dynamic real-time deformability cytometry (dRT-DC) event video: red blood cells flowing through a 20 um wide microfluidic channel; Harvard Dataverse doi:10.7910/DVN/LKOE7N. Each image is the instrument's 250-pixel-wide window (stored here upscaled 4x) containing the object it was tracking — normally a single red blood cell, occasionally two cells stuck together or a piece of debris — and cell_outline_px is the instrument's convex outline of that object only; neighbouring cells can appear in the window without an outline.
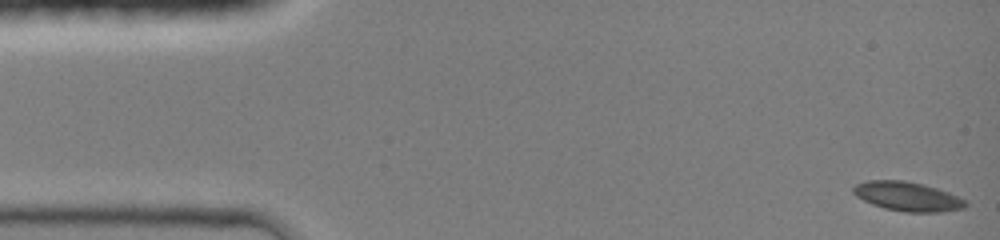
{"species": "common noctule bat (a hibernating species)", "species_latin": "Nyctalus noctula", "temperature_condition": "room temperature", "stored_images_in_passage": 45, "camera_frame_rate_fps": 3000, "um_per_image_px": 0.085, "animal": {"sex": "female", "body_mass_g": 19.0, "forearm_length_mm": 51.5}, "frame": {"image": 1, "passage_image": 1, "time_ms": 0.0, "image_size_px": [1000, 240], "cell_outline_px": [[968, 204], [964, 208], [944, 212], [904, 212], [884, 208], [872, 204], [856, 196], [852, 192], [852, 188], [856, 184], [868, 180], [904, 180], [924, 184], [948, 192], [964, 200]], "centroid_in_image_um": [77.12, 16.7], "position_along_channel_um": 7.9, "area_um2": 19.13}}
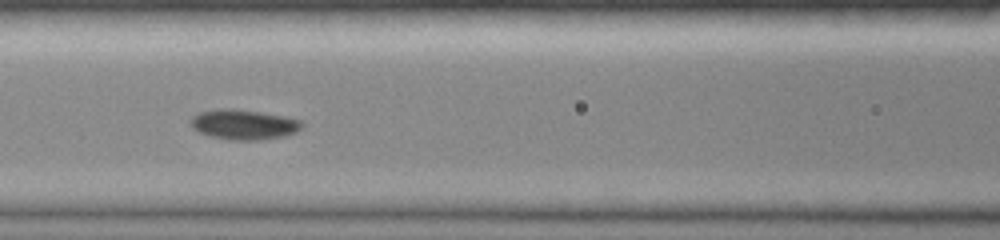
{"frame": {"image": 2, "passage_image": 19, "time_ms": 6.0, "image_size_px": [1000, 240], "cell_outline_px": [[304, 124], [296, 132], [284, 136], [260, 140], [232, 140], [212, 136], [200, 132], [192, 128], [192, 116], [200, 112], [220, 108], [232, 108], [260, 112], [284, 116], [300, 120]], "centroid_in_image_um": [20.74, 10.58], "position_along_channel_um": 145.9, "area_um2": 19.31}}
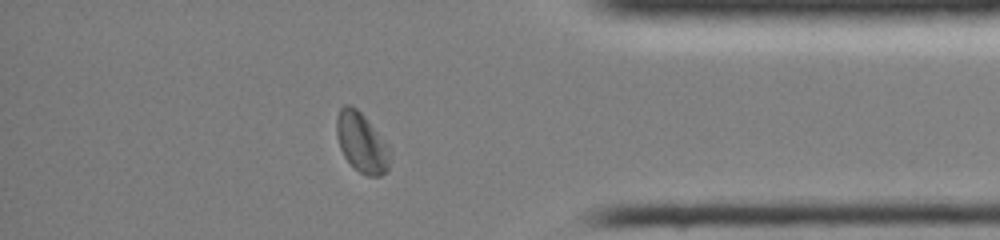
{"frame": {"image": 3, "passage_image": 38, "time_ms": 12.333, "image_size_px": [1000, 240], "cell_outline_px": [[392, 152], [388, 168], [380, 176], [368, 176], [360, 172], [344, 156], [340, 148], [336, 136], [336, 116], [340, 108], [344, 104], [348, 104], [356, 108], [364, 116], [388, 144]], "centroid_in_image_um": [30.74, 12.1], "position_along_channel_um": 404.5, "area_um2": 18.61}, "authors_computed_cell_mechanics": {"area_um2": 18.6116, "velocity_mm_per_s": 4.2658, "shape_relaxation_time_tau1_ms": 2.2648, "shape_relaxation_time_tau2_ms": null, "deformation_change_tau1": 0.1119, "deformation_change_tau2": null}}